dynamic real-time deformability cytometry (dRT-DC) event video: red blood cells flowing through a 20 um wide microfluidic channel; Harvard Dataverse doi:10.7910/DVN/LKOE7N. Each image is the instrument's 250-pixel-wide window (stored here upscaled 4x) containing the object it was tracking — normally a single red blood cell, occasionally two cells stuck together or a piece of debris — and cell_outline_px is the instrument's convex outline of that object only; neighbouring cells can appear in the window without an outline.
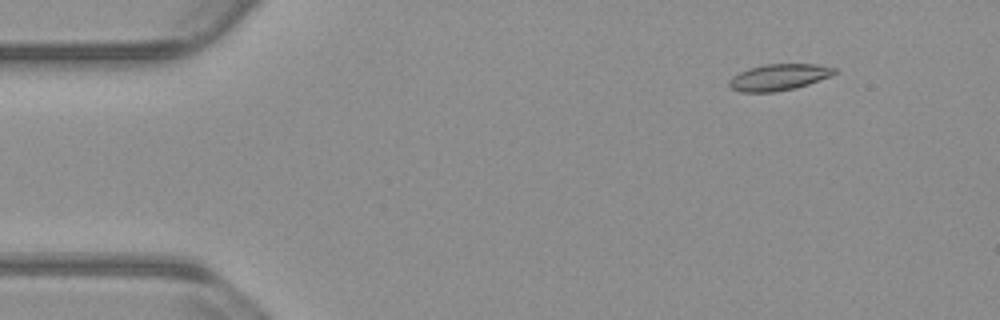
{"species": "common noctule bat (a hibernating species)", "species_latin": "Nyctalus noctula", "temperature_condition": "warm", "stored_images_in_passage": 49, "camera_frame_rate_fps": 3000, "um_per_image_px": 0.085, "animal": {"sex": "male", "body_mass_g": 23.1, "forearm_length_mm": 52.7}, "frame": {"image": 1, "passage_image": 1, "time_ms": 0.0, "image_size_px": [1000, 320], "cell_outline_px": [[836, 72], [832, 76], [796, 88], [772, 92], [740, 92], [732, 88], [728, 84], [728, 80], [732, 76], [748, 68], [764, 64], [816, 64], [836, 68]], "centroid_in_image_um": [66.19, 6.56], "position_along_channel_um": 18.8, "area_um2": 16.24}}
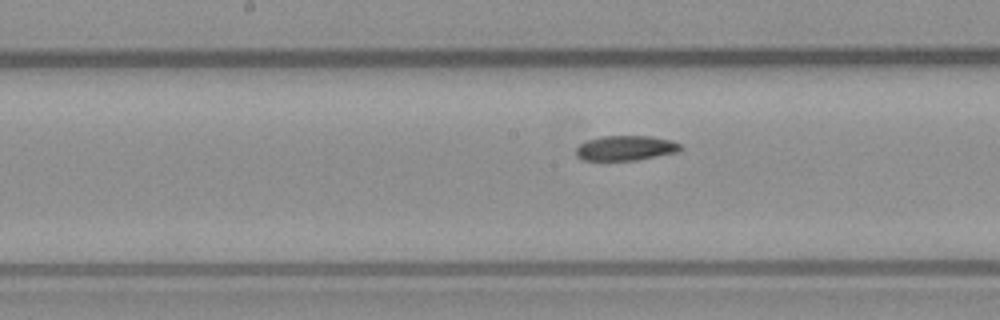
{"frame": {"image": 2, "passage_image": 22, "time_ms": 7.0, "image_size_px": [1000, 320], "cell_outline_px": [[684, 148], [680, 152], [636, 160], [584, 160], [576, 156], [576, 148], [580, 144], [588, 140], [600, 136], [652, 136], [672, 140], [680, 144]], "centroid_in_image_um": [53.23, 12.58], "position_along_channel_um": 195.0, "area_um2": 15.32}}
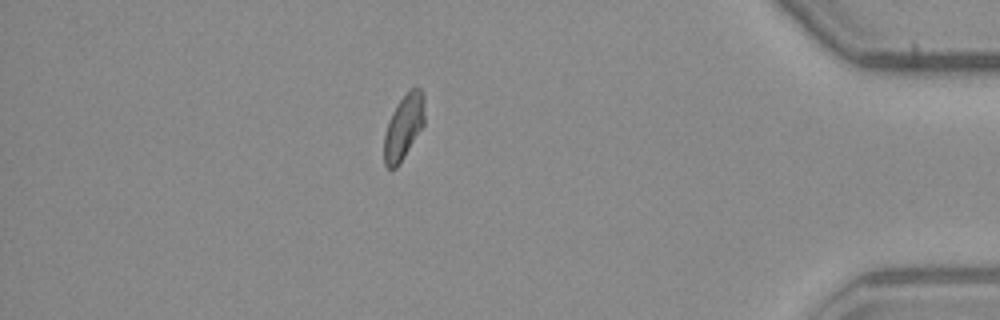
{"frame": {"image": 3, "passage_image": 42, "time_ms": 13.667, "image_size_px": [1000, 320], "cell_outline_px": [[424, 124], [400, 164], [396, 168], [388, 168], [384, 164], [384, 132], [388, 120], [392, 112], [408, 88], [420, 88], [424, 96]], "centroid_in_image_um": [34.3, 10.79], "position_along_channel_um": 400.9, "area_um2": 15.43}, "authors_computed_cell_mechanics": {"area_um2": 15.8372, "velocity_mm_per_s": 3.7906, "shape_relaxation_time_tau1_ms": 9.486, "shape_relaxation_time_tau2_ms": null, "deformation_change_tau1": 0.1693, "deformation_change_tau2": null}}